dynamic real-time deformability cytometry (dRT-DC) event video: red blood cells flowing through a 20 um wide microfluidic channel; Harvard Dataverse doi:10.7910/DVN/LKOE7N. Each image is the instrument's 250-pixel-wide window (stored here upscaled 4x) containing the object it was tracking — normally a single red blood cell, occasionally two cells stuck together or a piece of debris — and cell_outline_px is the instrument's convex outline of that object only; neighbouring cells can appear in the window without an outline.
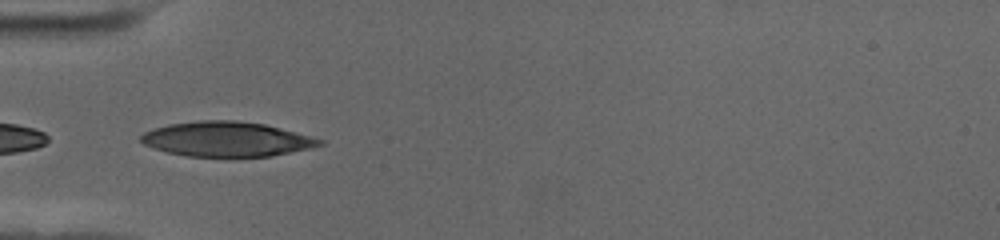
{"species": "human", "species_latin": "Homo sapiens", "temperature_condition": "cold", "stored_images_in_passage": 39, "camera_frame_rate_fps": 3000, "um_per_image_px": 0.085, "donor": {"sex": "female"}, "frame": {"image": 1, "passage_image": 1, "time_ms": 0.0, "image_size_px": [1000, 240], "cell_outline_px": [[324, 144], [312, 148], [272, 156], [232, 160], [184, 156], [168, 152], [144, 144], [140, 140], [140, 136], [144, 132], [168, 124], [200, 120], [236, 120], [264, 124], [312, 136], [324, 140]], "centroid_in_image_um": [19.31, 11.87], "position_along_channel_um": 65.7, "area_um2": 37.4}}
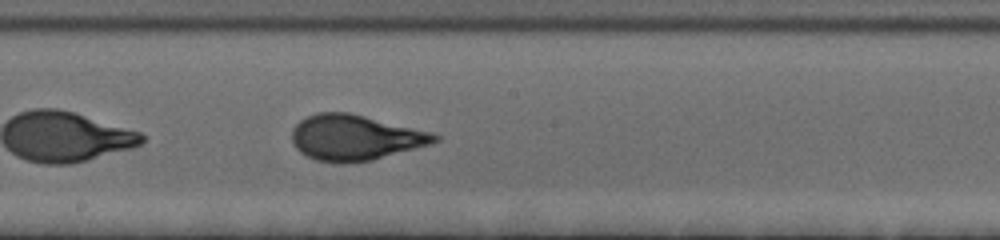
{"frame": {"image": 2, "passage_image": 14, "time_ms": 4.333, "image_size_px": [1000, 240], "cell_outline_px": [[440, 140], [432, 144], [372, 160], [344, 164], [316, 160], [300, 152], [296, 148], [292, 140], [292, 128], [300, 120], [316, 112], [348, 112], [432, 132], [440, 136]], "centroid_in_image_um": [30.19, 11.7], "position_along_channel_um": 218.0, "area_um2": 37.92}}
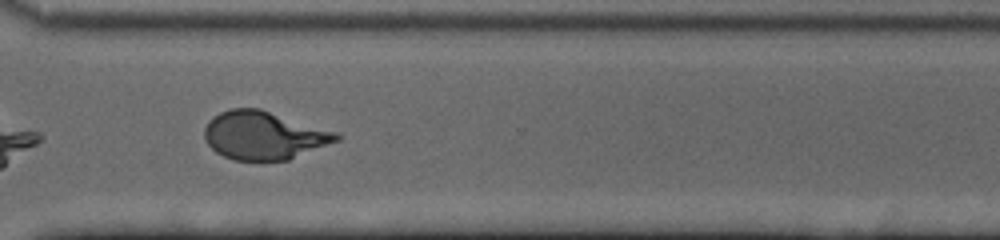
{"frame": {"image": 3, "passage_image": 25, "time_ms": 8.0, "image_size_px": [1000, 240], "cell_outline_px": [[344, 136], [340, 140], [288, 160], [232, 160], [216, 152], [208, 144], [204, 136], [204, 128], [208, 120], [212, 116], [220, 112], [232, 108], [260, 108], [340, 132]], "centroid_in_image_um": [22.47, 11.49], "position_along_channel_um": 348.1, "area_um2": 37.51}, "authors_computed_cell_mechanics": {"area_um2": 36.8186, "velocity_mm_per_s": 3.5463, "shape_relaxation_time_tau1_ms": 3.8922, "shape_relaxation_time_tau2_ms": null, "deformation_change_tau1": 0.1869, "deformation_change_tau2": null}}